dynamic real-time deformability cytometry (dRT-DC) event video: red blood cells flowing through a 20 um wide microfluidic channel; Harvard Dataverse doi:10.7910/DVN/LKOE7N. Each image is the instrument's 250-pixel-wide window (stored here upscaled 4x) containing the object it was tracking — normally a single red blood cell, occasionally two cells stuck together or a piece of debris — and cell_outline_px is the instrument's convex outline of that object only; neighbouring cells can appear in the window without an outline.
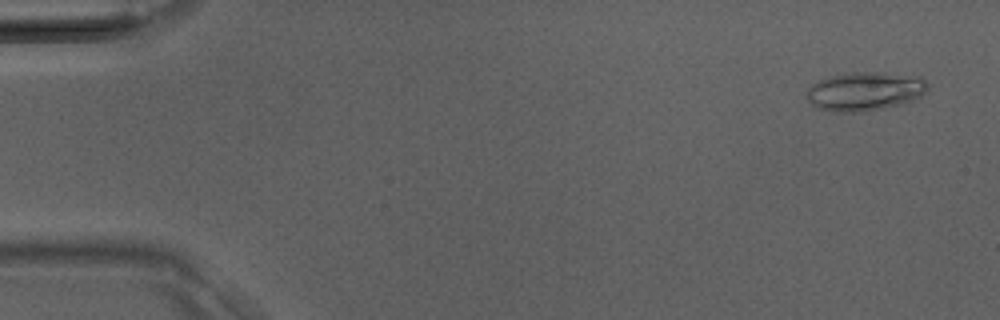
{"species": "Egyptian fruit bat (a non-hibernating species)", "species_latin": "Rousettus aegyptiacus", "temperature_condition": "room temperature", "stored_images_in_passage": 11, "camera_frame_rate_fps": 3000, "um_per_image_px": 0.085, "animal": {"sex": "male"}, "frame": {"image": 1, "passage_image": 2, "time_ms": 0.333, "image_size_px": [1000, 320], "cell_outline_px": [[928, 88], [920, 96], [904, 104], [860, 112], [832, 112], [816, 108], [808, 100], [804, 92], [812, 84], [820, 80], [832, 76], [852, 72], [884, 72], [920, 76], [928, 84]], "centroid_in_image_um": [73.5, 7.76], "position_along_channel_um": 11.5, "area_um2": 27.57}}